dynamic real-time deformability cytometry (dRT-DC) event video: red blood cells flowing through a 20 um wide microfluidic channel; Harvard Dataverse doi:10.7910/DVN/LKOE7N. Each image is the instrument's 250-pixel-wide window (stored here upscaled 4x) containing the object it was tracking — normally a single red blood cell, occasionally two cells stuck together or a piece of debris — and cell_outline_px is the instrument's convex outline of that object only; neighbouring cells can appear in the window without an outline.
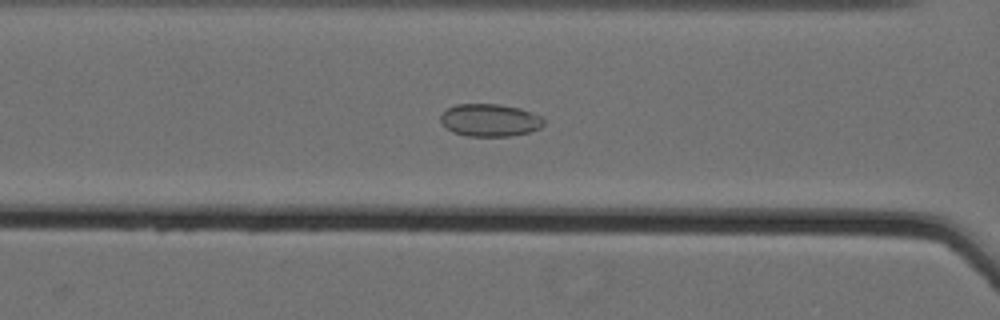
{"species": "Egyptian fruit bat (a non-hibernating species)", "species_latin": "Rousettus aegyptiacus", "temperature_condition": "cold", "stored_images_in_passage": 61, "camera_frame_rate_fps": 3000, "um_per_image_px": 0.085, "animal": {"sex": "female"}, "frame": {"image": 1, "passage_image": 30, "time_ms": 9.667, "image_size_px": [1000, 320], "cell_outline_px": [[544, 124], [540, 128], [528, 132], [508, 136], [468, 136], [452, 132], [440, 120], [440, 116], [448, 108], [456, 104], [500, 104], [520, 108], [544, 116]], "centroid_in_image_um": [41.68, 10.2], "position_along_channel_um": 124.9, "area_um2": 19.59}}
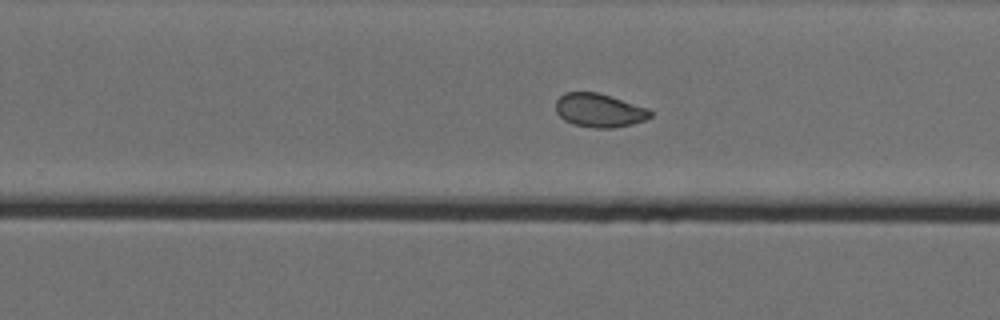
{"frame": {"image": 2, "passage_image": 43, "time_ms": 14.0, "image_size_px": [1000, 320], "cell_outline_px": [[652, 116], [644, 120], [632, 124], [612, 128], [596, 128], [572, 124], [564, 120], [556, 112], [556, 100], [564, 92], [596, 92], [612, 96], [648, 108], [652, 112]], "centroid_in_image_um": [50.93, 9.37], "position_along_channel_um": 278.9, "area_um2": 18.61}}
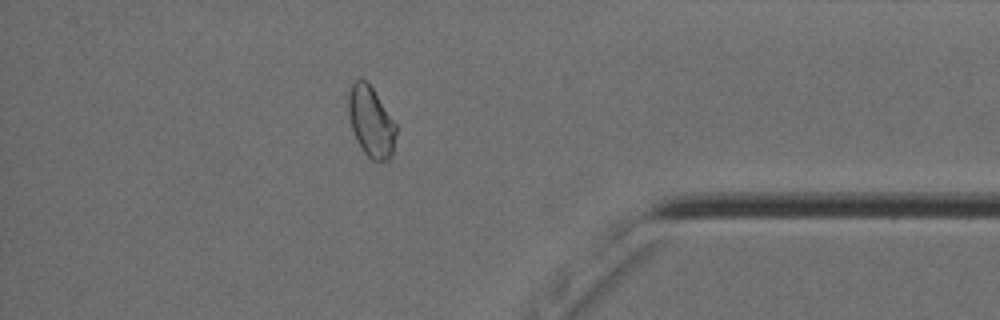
{"frame": {"image": 3, "passage_image": 55, "time_ms": 18.0, "image_size_px": [1000, 320], "cell_outline_px": [[396, 132], [392, 156], [388, 160], [372, 160], [364, 152], [356, 140], [348, 116], [348, 92], [352, 84], [356, 80], [364, 80], [372, 88], [396, 124]], "centroid_in_image_um": [31.52, 10.36], "position_along_channel_um": 403.7, "area_um2": 19.31}, "authors_computed_cell_mechanics": {"area_um2": 21.2704, "velocity_mm_per_s": 3.5682, "shape_relaxation_time_tau1_ms": null, "shape_relaxation_time_tau2_ms": 2.5877, "deformation_change_tau1": null, "deformation_change_tau2": 0.0591}}